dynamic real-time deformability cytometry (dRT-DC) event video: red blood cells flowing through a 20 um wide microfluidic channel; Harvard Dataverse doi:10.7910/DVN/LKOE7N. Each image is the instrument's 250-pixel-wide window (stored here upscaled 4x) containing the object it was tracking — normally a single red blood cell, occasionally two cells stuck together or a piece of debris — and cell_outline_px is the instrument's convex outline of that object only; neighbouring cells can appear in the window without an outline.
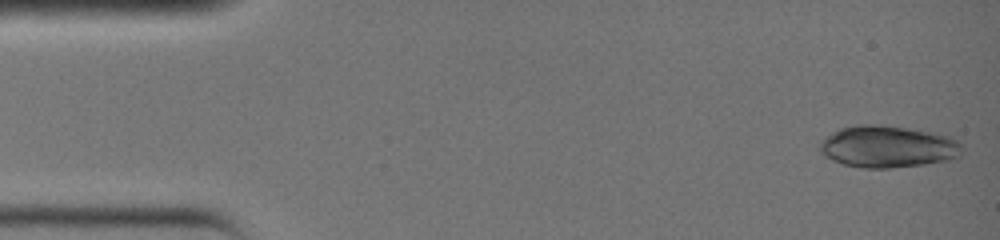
{"species": "common noctule bat (a hibernating species)", "species_latin": "Nyctalus noctula", "temperature_condition": "warm", "stored_images_in_passage": 6, "camera_frame_rate_fps": 3000, "um_per_image_px": 0.085, "animal": {"sex": "female", "body_mass_g": 19.0, "forearm_length_mm": 51.5}, "frame": {"image": 1, "passage_image": 1, "time_ms": 0.0, "image_size_px": [1000, 240], "cell_outline_px": [[960, 156], [948, 160], [924, 164], [892, 168], [864, 168], [844, 164], [832, 160], [824, 156], [820, 152], [816, 144], [820, 140], [844, 128], [900, 128], [948, 136], [956, 140], [960, 144]], "centroid_in_image_um": [75.44, 12.55], "position_along_channel_um": 9.6, "area_um2": 33.06}}